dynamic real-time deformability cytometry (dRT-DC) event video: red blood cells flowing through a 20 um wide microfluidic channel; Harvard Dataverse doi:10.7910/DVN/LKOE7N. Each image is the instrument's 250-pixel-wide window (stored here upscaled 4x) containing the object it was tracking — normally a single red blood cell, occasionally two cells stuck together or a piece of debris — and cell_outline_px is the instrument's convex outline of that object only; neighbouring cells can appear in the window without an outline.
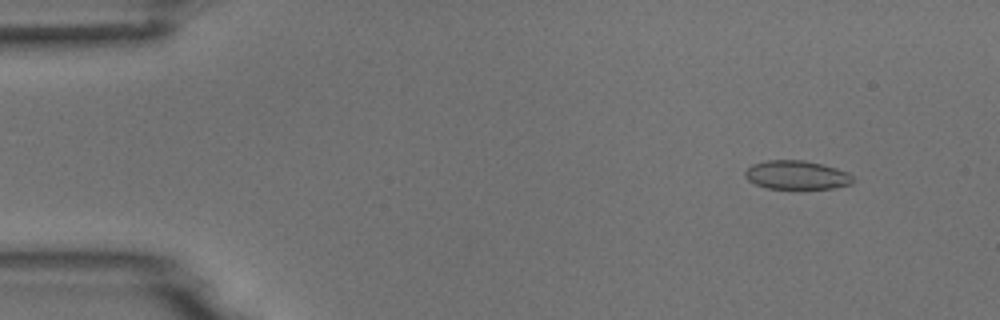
{"species": "common noctule bat (a hibernating species)", "species_latin": "Nyctalus noctula", "temperature_condition": "room temperature", "stored_images_in_passage": 10, "camera_frame_rate_fps": 3000, "um_per_image_px": 0.085, "animal": {"sex": "male", "body_mass_g": 18.8}, "frame": {"image": 1, "passage_image": 2, "time_ms": 1.0, "image_size_px": [1000, 320], "cell_outline_px": [[852, 184], [832, 188], [764, 188], [748, 180], [744, 176], [744, 172], [752, 164], [768, 160], [804, 160], [836, 168], [848, 172], [852, 176]], "centroid_in_image_um": [67.69, 14.87], "position_along_channel_um": 17.3, "area_um2": 17.92}}
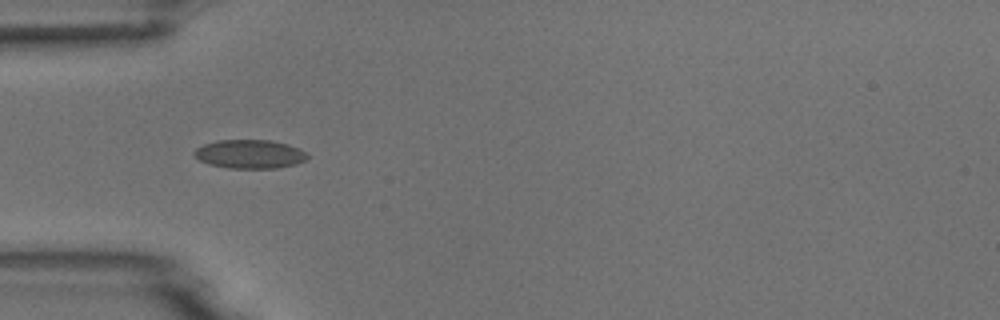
{"frame": {"image": 2, "passage_image": 5, "time_ms": 4.667, "image_size_px": [1000, 320], "cell_outline_px": [[308, 156], [304, 160], [296, 164], [276, 168], [228, 168], [212, 164], [200, 160], [192, 152], [196, 148], [204, 144], [216, 140], [272, 140], [288, 144], [304, 152]], "centroid_in_image_um": [21.21, 13.09], "position_along_channel_um": 63.8, "area_um2": 18.73}}
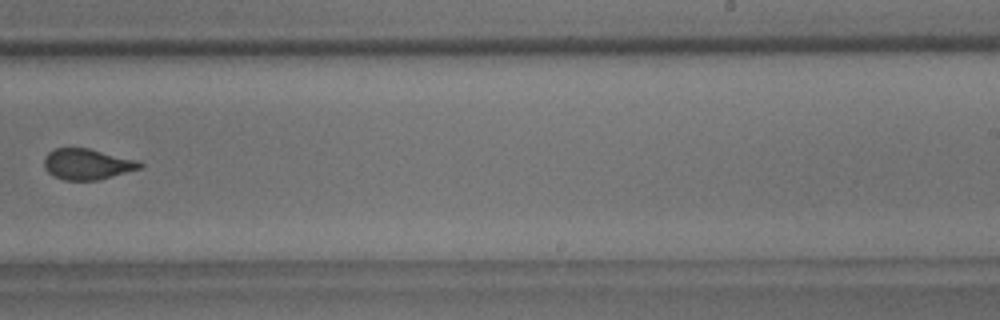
{"frame": {"image": 3, "passage_image": 10, "time_ms": 10.333, "image_size_px": [1000, 320], "cell_outline_px": [[144, 164], [140, 168], [112, 176], [96, 180], [64, 180], [52, 176], [44, 168], [44, 156], [48, 152], [56, 148], [88, 148], [136, 160]], "centroid_in_image_um": [7.35, 13.95], "position_along_channel_um": 281.6, "area_um2": 17.05}}